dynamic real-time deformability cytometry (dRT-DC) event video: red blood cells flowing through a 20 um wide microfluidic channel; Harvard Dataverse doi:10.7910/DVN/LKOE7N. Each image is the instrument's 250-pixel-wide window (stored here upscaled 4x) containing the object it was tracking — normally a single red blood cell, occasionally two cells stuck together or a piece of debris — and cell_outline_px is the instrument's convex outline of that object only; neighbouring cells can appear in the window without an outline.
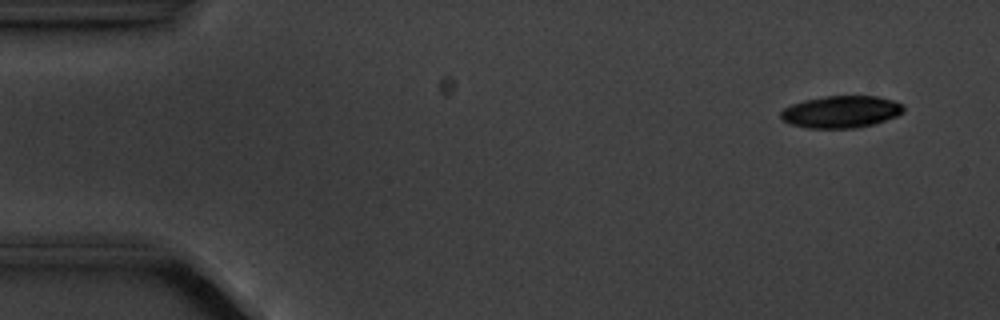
{"species": "common noctule bat (a hibernating species)", "species_latin": "Nyctalus noctula", "temperature_condition": "cold", "stored_images_in_passage": 4, "camera_frame_rate_fps": 3000, "um_per_image_px": 0.085, "animal": {"sex": "male", "body_mass_g": 20.1, "forearm_length_mm": 53.5}, "frame": {"image": 1, "passage_image": 1, "time_ms": 0.0, "image_size_px": [1000, 320], "cell_outline_px": [[904, 112], [896, 116], [872, 124], [856, 128], [808, 128], [792, 124], [780, 120], [780, 112], [784, 108], [792, 104], [804, 100], [824, 96], [876, 96], [892, 100], [904, 104]], "centroid_in_image_um": [71.47, 9.5], "position_along_channel_um": 13.5, "area_um2": 22.95}}